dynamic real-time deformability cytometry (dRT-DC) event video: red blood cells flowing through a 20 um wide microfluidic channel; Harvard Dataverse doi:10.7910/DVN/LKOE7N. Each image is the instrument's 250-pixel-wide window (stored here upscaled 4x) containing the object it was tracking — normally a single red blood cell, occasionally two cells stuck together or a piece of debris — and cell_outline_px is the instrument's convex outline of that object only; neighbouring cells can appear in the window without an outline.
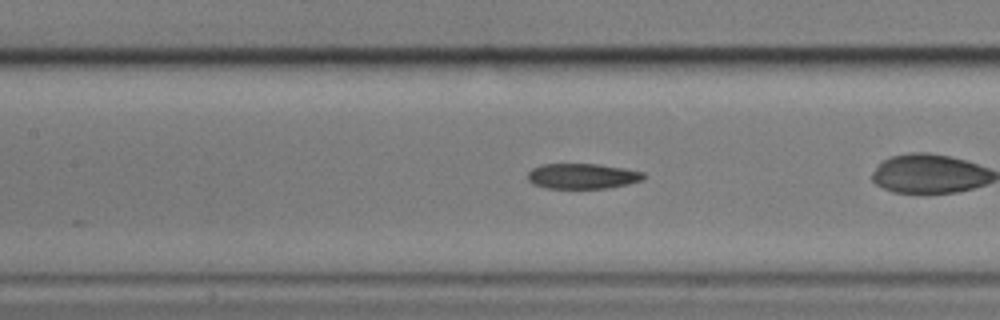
{"species": "common noctule bat (a hibernating species)", "species_latin": "Nyctalus noctula", "temperature_condition": "cold", "stored_images_in_passage": 29, "camera_frame_rate_fps": 3000, "um_per_image_px": 0.085, "animal": {"sex": "male", "body_mass_g": 17.9}, "frame": {"image": 1, "passage_image": 9, "time_ms": 2.667, "image_size_px": [1000, 320], "cell_outline_px": [[648, 176], [644, 180], [628, 184], [608, 188], [548, 188], [532, 184], [528, 180], [528, 172], [532, 168], [540, 164], [600, 164], [624, 168], [644, 172]], "centroid_in_image_um": [49.54, 14.96], "position_along_channel_um": 157.9, "area_um2": 17.34}}